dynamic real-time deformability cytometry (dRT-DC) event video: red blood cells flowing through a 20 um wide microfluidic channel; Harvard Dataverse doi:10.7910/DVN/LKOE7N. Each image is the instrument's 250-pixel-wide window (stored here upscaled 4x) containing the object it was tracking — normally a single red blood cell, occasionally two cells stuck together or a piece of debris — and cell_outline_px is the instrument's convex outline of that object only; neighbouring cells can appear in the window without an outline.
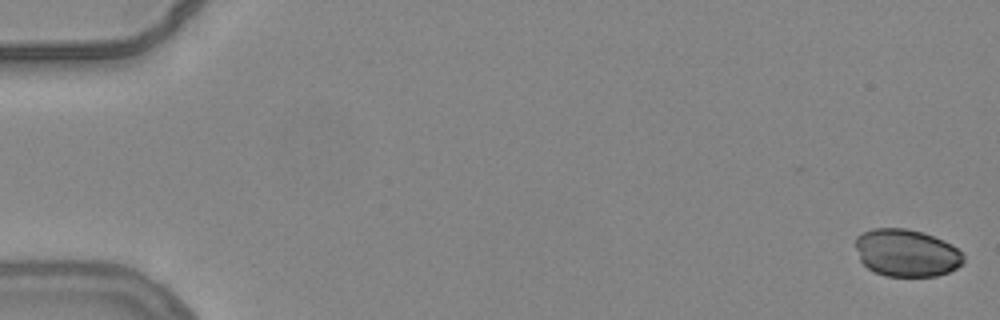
{"species": "common noctule bat (a hibernating species)", "species_latin": "Nyctalus noctula", "temperature_condition": "warm", "stored_images_in_passage": 22, "camera_frame_rate_fps": 3000, "um_per_image_px": 0.085, "animal": {"sex": "female", "body_mass_g": 24.6, "forearm_length_mm": 56.2}, "frame": {"image": 1, "passage_image": 1, "time_ms": 0.0, "image_size_px": [1000, 320], "cell_outline_px": [[964, 260], [956, 268], [948, 272], [936, 276], [884, 276], [868, 268], [860, 260], [856, 248], [856, 236], [860, 232], [872, 228], [908, 228], [924, 232], [944, 240], [952, 244], [964, 256]], "centroid_in_image_um": [77.03, 21.48], "position_along_channel_um": 8.0, "area_um2": 30.0}}
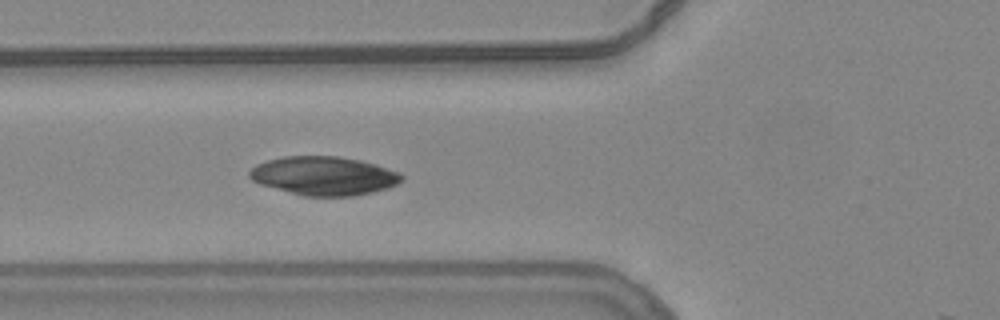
{"frame": {"image": 2, "passage_image": 21, "time_ms": 6.667, "image_size_px": [1000, 320], "cell_outline_px": [[404, 180], [388, 188], [372, 192], [352, 196], [304, 196], [260, 184], [252, 180], [248, 176], [248, 172], [256, 164], [268, 160], [284, 156], [336, 156], [360, 160], [376, 164], [400, 172], [404, 176]], "centroid_in_image_um": [27.55, 14.94], "position_along_channel_um": 98.3, "area_um2": 34.39}}